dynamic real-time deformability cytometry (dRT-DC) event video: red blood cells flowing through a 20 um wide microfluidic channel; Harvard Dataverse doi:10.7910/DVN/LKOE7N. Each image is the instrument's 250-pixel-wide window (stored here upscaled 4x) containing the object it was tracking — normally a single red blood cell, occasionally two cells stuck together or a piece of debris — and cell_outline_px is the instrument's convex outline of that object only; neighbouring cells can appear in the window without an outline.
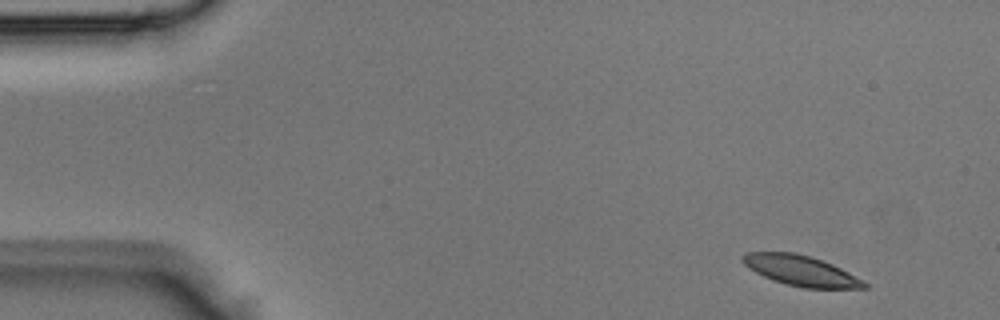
{"species": "Egyptian fruit bat (a non-hibernating species)", "species_latin": "Rousettus aegyptiacus", "temperature_condition": "room temperature", "stored_images_in_passage": 4, "camera_frame_rate_fps": 3000, "um_per_image_px": 0.085, "animal": {"sex": "male"}, "frame": {"image": 1, "passage_image": 1, "time_ms": 0.0, "image_size_px": [1000, 320], "cell_outline_px": [[868, 288], [804, 288], [772, 280], [748, 268], [740, 260], [740, 256], [744, 252], [796, 252], [832, 264], [848, 272], [868, 284]], "centroid_in_image_um": [68.02, 22.99], "position_along_channel_um": 17.0, "area_um2": 21.33}}
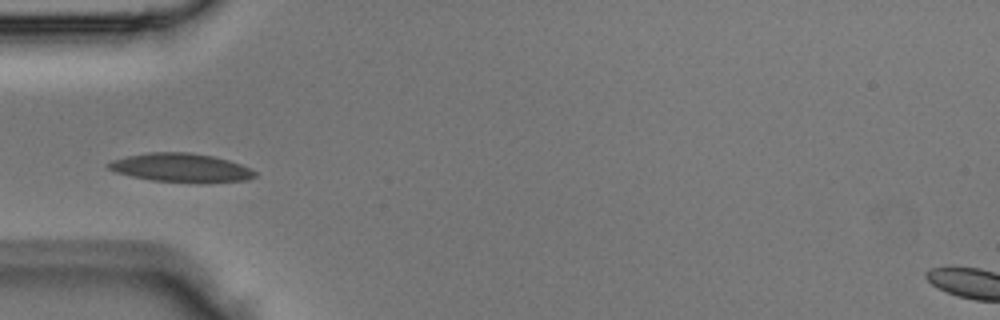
{"frame": {"image": 2, "passage_image": 4, "time_ms": 1.0, "image_size_px": [1000, 320], "cell_outline_px": [[256, 176], [248, 180], [200, 184], [196, 184], [152, 180], [132, 176], [116, 172], [108, 168], [108, 164], [112, 160], [128, 156], [148, 152], [188, 152], [212, 156], [228, 160], [240, 164], [256, 172]], "centroid_in_image_um": [15.42, 14.28], "position_along_channel_um": 69.6, "area_um2": 24.68}}